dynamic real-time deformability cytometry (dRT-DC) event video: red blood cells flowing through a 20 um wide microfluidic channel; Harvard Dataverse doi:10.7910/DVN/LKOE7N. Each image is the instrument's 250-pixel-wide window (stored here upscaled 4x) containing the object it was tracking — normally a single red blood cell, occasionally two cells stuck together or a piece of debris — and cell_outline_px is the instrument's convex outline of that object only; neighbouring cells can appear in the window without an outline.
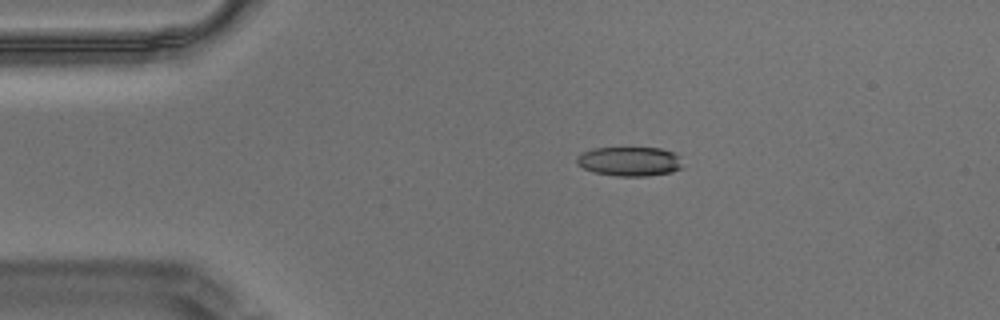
{"species": "Egyptian fruit bat (a non-hibernating species)", "species_latin": "Rousettus aegyptiacus", "temperature_condition": "warm", "stored_images_in_passage": 11, "camera_frame_rate_fps": 3000, "um_per_image_px": 0.085, "animal": {"sex": "male"}, "frame": {"image": 1, "passage_image": 1, "time_ms": 0.0, "image_size_px": [1000, 320], "cell_outline_px": [[684, 168], [672, 172], [648, 176], [616, 176], [596, 172], [584, 168], [576, 164], [576, 156], [580, 152], [592, 148], [660, 148], [672, 152], [680, 156]], "centroid_in_image_um": [53.52, 13.72], "position_along_channel_um": 31.5, "area_um2": 18.32}}
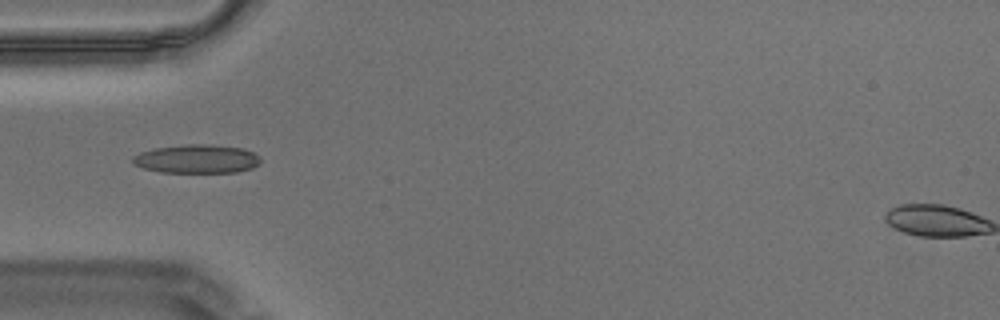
{"frame": {"image": 2, "passage_image": 8, "time_ms": 2.333, "image_size_px": [1000, 320], "cell_outline_px": [[260, 164], [252, 168], [236, 172], [160, 172], [144, 168], [132, 164], [132, 156], [140, 152], [156, 148], [184, 144], [212, 144], [244, 148], [260, 156]], "centroid_in_image_um": [16.74, 13.5], "position_along_channel_um": 68.3, "area_um2": 21.5}}